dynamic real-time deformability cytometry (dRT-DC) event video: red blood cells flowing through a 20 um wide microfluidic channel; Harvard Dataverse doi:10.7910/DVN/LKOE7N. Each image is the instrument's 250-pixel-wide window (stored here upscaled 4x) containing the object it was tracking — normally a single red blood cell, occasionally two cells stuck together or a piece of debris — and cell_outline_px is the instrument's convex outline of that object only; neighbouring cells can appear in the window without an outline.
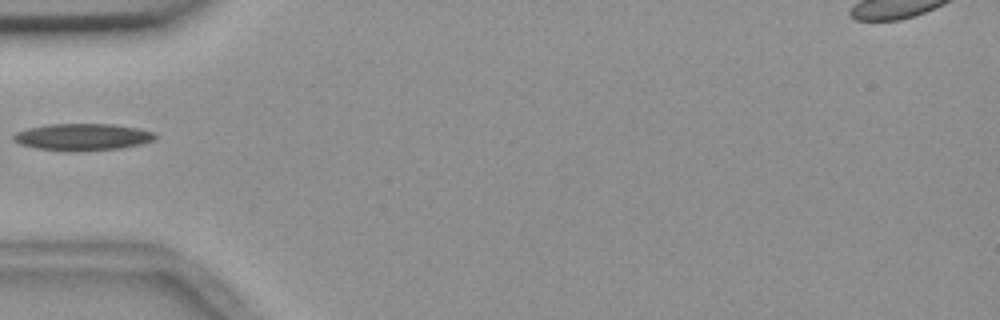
{"species": "common noctule bat (a hibernating species)", "species_latin": "Nyctalus noctula", "temperature_condition": "room temperature", "stored_images_in_passage": 6, "camera_frame_rate_fps": 3000, "um_per_image_px": 0.085, "animal": {"sex": "female", "body_mass_g": 18.4}, "frame": {"image": 1, "passage_image": 1, "time_ms": 0.0, "image_size_px": [1000, 320], "cell_outline_px": [[156, 136], [152, 140], [140, 144], [120, 148], [36, 148], [20, 144], [12, 140], [12, 136], [16, 132], [28, 128], [48, 124], [112, 124], [140, 128], [156, 132]], "centroid_in_image_um": [7.03, 11.58], "position_along_channel_um": 78.0, "area_um2": 21.1}}
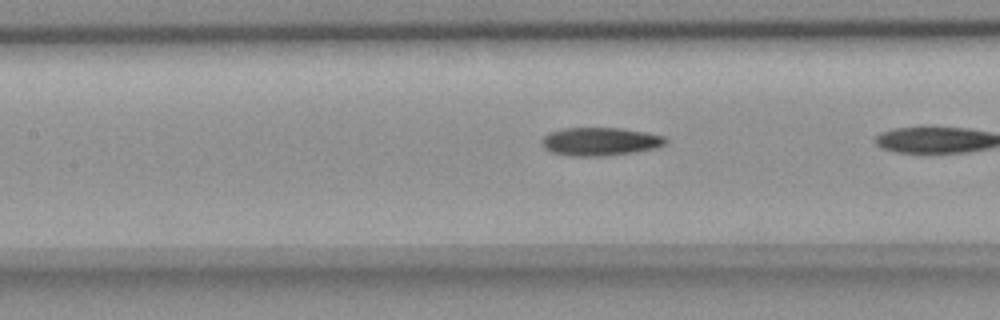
{"frame": {"image": 2, "passage_image": 5, "time_ms": 1.333, "image_size_px": [1000, 320], "cell_outline_px": [[668, 140], [664, 144], [656, 148], [632, 152], [604, 156], [568, 156], [552, 152], [544, 148], [540, 144], [540, 140], [548, 132], [564, 128], [620, 128], [644, 132], [664, 136]], "centroid_in_image_um": [50.95, 12.03], "position_along_channel_um": 156.4, "area_um2": 20.4}}